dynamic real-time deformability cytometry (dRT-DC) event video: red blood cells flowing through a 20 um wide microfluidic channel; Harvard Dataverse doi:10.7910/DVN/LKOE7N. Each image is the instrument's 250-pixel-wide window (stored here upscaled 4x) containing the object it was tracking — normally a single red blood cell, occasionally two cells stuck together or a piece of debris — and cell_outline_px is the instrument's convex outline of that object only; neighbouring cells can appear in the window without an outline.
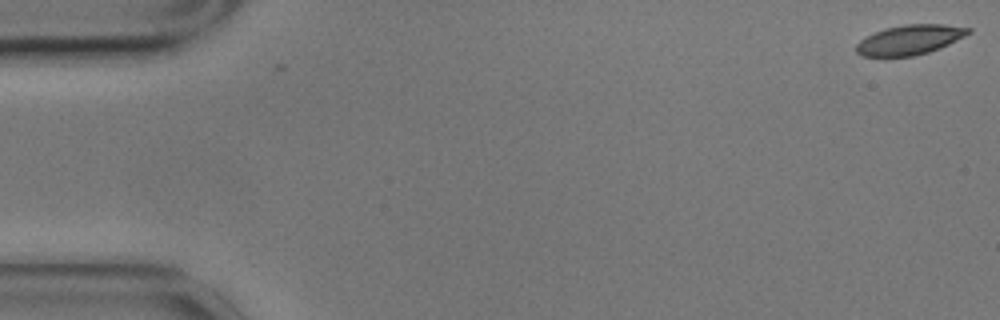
{"species": "common noctule bat (a hibernating species)", "species_latin": "Nyctalus noctula", "temperature_condition": "cold", "stored_images_in_passage": 2, "camera_frame_rate_fps": 3000, "um_per_image_px": 0.085, "animal": {"sex": "male", "body_mass_g": 17.9}, "frame": {"image": 1, "passage_image": 2, "time_ms": 0.333, "image_size_px": [1000, 320], "cell_outline_px": [[972, 32], [940, 48], [928, 52], [912, 56], [864, 56], [856, 52], [856, 44], [860, 40], [884, 28], [904, 24], [944, 24], [972, 28]], "centroid_in_image_um": [77.34, 3.37], "position_along_channel_um": 7.7, "area_um2": 19.31}}